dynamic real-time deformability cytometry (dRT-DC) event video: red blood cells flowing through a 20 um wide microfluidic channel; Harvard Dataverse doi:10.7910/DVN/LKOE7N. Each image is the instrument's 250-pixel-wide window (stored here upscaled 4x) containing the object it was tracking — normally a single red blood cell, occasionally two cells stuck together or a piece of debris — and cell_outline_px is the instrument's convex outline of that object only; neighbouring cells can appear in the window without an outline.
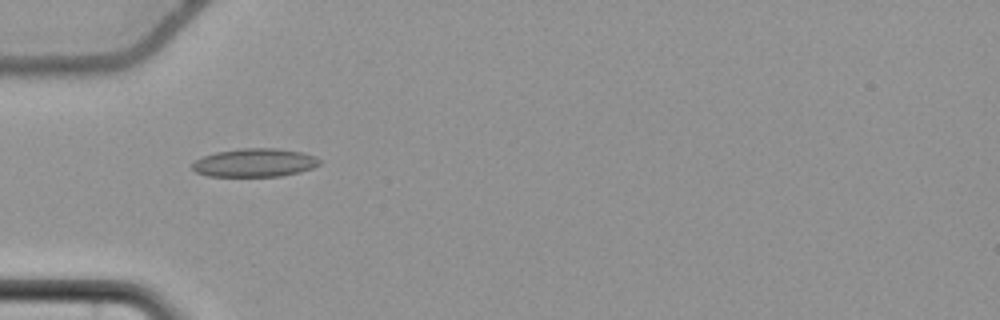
{"species": "common noctule bat (a hibernating species)", "species_latin": "Nyctalus noctula", "temperature_condition": "cold", "stored_images_in_passage": 39, "camera_frame_rate_fps": 3000, "um_per_image_px": 0.085, "animal": {"sex": "female", "body_mass_g": 22.7, "forearm_length_mm": 54.2}, "frame": {"image": 1, "passage_image": 1, "time_ms": 0.0, "image_size_px": [1000, 320], "cell_outline_px": [[320, 164], [312, 168], [280, 176], [208, 176], [196, 172], [192, 168], [192, 164], [196, 160], [204, 156], [216, 152], [240, 148], [276, 148], [304, 152], [316, 156], [320, 160]], "centroid_in_image_um": [21.66, 13.82], "position_along_channel_um": 63.3, "area_um2": 20.98}}
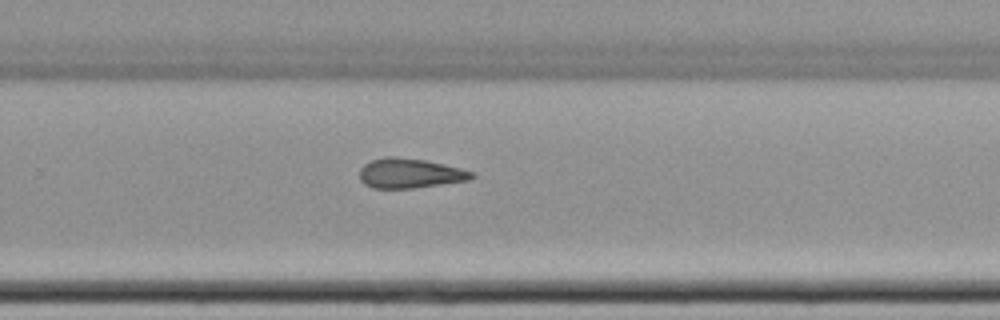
{"frame": {"image": 2, "passage_image": 20, "time_ms": 6.333, "image_size_px": [1000, 320], "cell_outline_px": [[476, 176], [468, 180], [412, 188], [372, 188], [364, 184], [360, 180], [360, 168], [364, 164], [372, 160], [388, 156], [392, 156], [424, 160], [460, 168], [476, 172]], "centroid_in_image_um": [34.83, 14.73], "position_along_channel_um": 295.0, "area_um2": 19.31}}
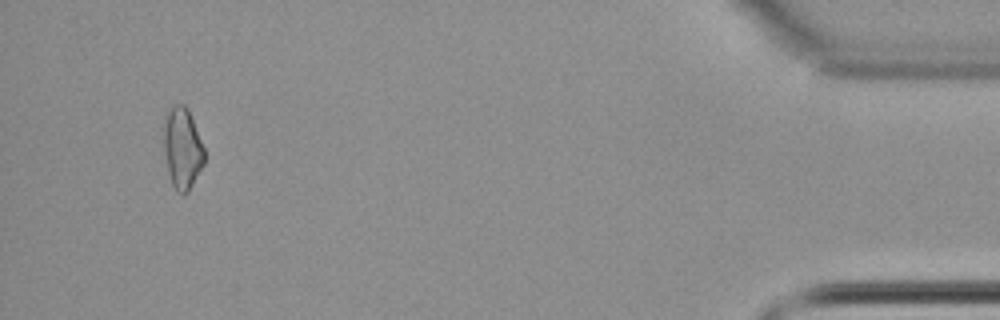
{"frame": {"image": 3, "passage_image": 36, "time_ms": 11.667, "image_size_px": [1000, 320], "cell_outline_px": [[204, 164], [188, 192], [184, 196], [176, 192], [172, 184], [168, 172], [164, 152], [160, 128], [168, 108], [172, 104], [184, 104], [188, 108], [204, 148]], "centroid_in_image_um": [15.45, 12.56], "position_along_channel_um": 419.8, "area_um2": 19.94}, "authors_computed_cell_mechanics": {"area_um2": 19.363, "velocity_mm_per_s": 3.7145, "shape_relaxation_time_tau1_ms": null, "shape_relaxation_time_tau2_ms": 5.1689, "deformation_change_tau1": null, "deformation_change_tau2": 0.1168}}